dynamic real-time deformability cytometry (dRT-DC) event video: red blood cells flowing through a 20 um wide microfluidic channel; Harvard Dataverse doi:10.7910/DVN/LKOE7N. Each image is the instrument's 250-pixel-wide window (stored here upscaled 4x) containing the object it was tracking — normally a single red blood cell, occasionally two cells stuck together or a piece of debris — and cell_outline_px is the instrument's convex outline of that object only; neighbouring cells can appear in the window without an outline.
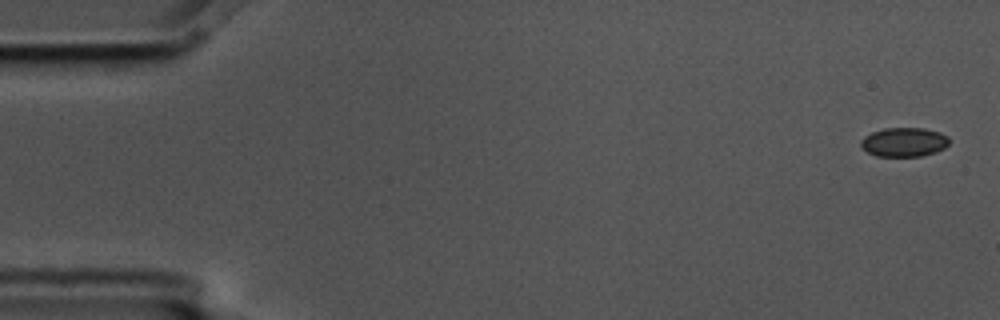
{"species": "common noctule bat (a hibernating species)", "species_latin": "Nyctalus noctula", "temperature_condition": "cold", "stored_images_in_passage": 15, "camera_frame_rate_fps": 3000, "um_per_image_px": 0.085, "animal": {"sex": "male", "body_mass_g": 17.5, "forearm_length_mm": 52.3}, "frame": {"image": 1, "passage_image": 1, "time_ms": 0.0, "image_size_px": [1000, 320], "cell_outline_px": [[948, 144], [944, 148], [936, 152], [920, 156], [876, 156], [868, 152], [860, 144], [860, 140], [864, 136], [872, 132], [884, 128], [924, 128], [940, 132], [948, 136]], "centroid_in_image_um": [76.84, 12.07], "position_along_channel_um": 8.2, "area_um2": 14.97}}
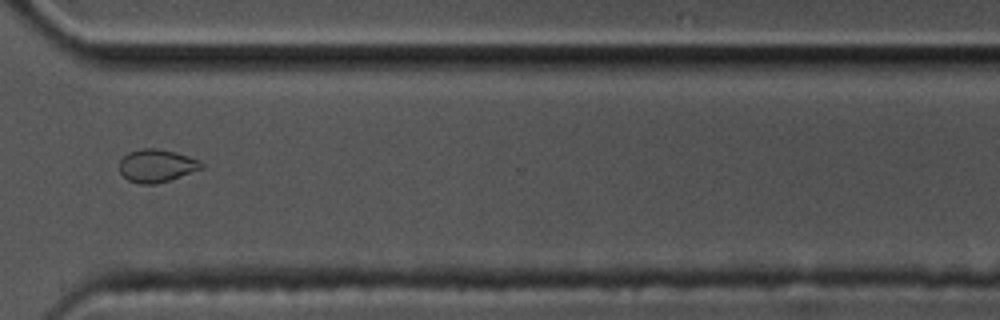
{"frame": {"image": 2, "passage_image": 12, "time_ms": 3.667, "image_size_px": [1000, 320], "cell_outline_px": [[204, 168], [168, 180], [152, 184], [140, 184], [128, 180], [120, 172], [120, 160], [128, 152], [144, 148], [156, 148], [176, 152], [200, 160], [204, 164]], "centroid_in_image_um": [13.33, 14.07], "position_along_channel_um": 357.3, "area_um2": 15.61}}
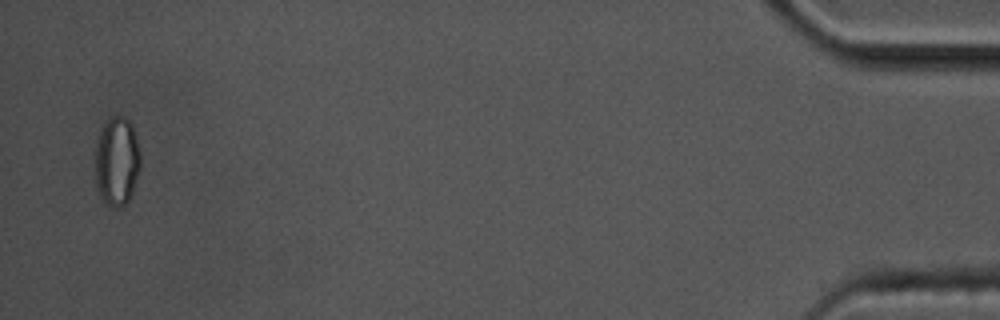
{"frame": {"image": 3, "passage_image": 15, "time_ms": 4.667, "image_size_px": [1000, 320], "cell_outline_px": [[140, 168], [132, 192], [128, 200], [124, 204], [116, 208], [112, 208], [104, 200], [96, 184], [96, 144], [100, 132], [104, 124], [112, 116], [124, 116], [132, 124], [140, 152]], "centroid_in_image_um": [9.95, 13.69], "position_along_channel_um": 425.2, "area_um2": 23.12}}